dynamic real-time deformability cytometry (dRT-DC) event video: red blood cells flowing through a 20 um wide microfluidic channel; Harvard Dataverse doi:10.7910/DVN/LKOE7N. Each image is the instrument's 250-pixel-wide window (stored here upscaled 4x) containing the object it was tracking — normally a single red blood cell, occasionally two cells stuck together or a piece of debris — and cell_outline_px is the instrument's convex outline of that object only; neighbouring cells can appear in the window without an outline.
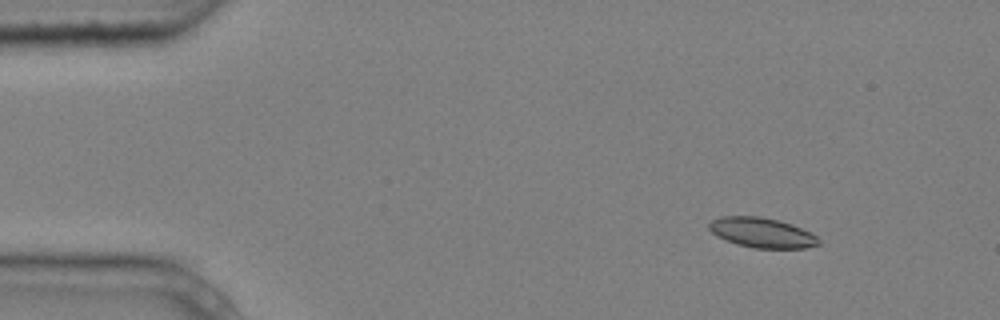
{"species": "common noctule bat (a hibernating species)", "species_latin": "Nyctalus noctula", "temperature_condition": "cold", "stored_images_in_passage": 4, "camera_frame_rate_fps": 3000, "um_per_image_px": 0.085, "animal": {"sex": "male", "body_mass_g": 20.4}, "frame": {"image": 1, "passage_image": 2, "time_ms": 0.333, "image_size_px": [1000, 320], "cell_outline_px": [[820, 244], [804, 248], [752, 248], [736, 244], [716, 236], [708, 228], [708, 224], [712, 220], [720, 216], [760, 216], [792, 224], [816, 236], [820, 240]], "centroid_in_image_um": [64.72, 19.78], "position_along_channel_um": 20.3, "area_um2": 19.07}}